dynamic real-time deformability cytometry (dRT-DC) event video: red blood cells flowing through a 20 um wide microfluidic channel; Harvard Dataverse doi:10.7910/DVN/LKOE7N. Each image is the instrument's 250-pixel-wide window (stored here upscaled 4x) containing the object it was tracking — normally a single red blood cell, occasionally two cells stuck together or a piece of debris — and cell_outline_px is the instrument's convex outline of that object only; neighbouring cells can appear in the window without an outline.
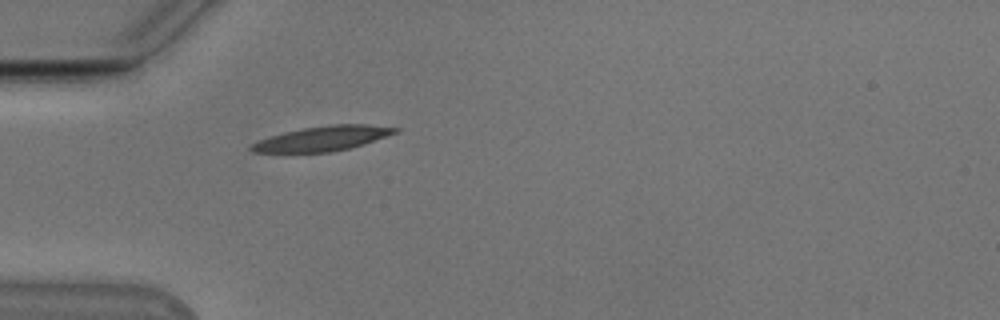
{"species": "Egyptian fruit bat (a non-hibernating species)", "species_latin": "Rousettus aegyptiacus", "temperature_condition": "cold", "stored_images_in_passage": 36, "camera_frame_rate_fps": 3000, "um_per_image_px": 0.085, "animal": {"sex": "male"}, "frame": {"image": 1, "passage_image": 1, "time_ms": 0.0, "image_size_px": [1000, 320], "cell_outline_px": [[400, 128], [396, 132], [364, 144], [332, 152], [252, 152], [248, 148], [252, 144], [260, 140], [284, 132], [304, 128], [332, 124], [368, 124]], "centroid_in_image_um": [27.42, 11.77], "position_along_channel_um": 57.6, "area_um2": 20.4}}
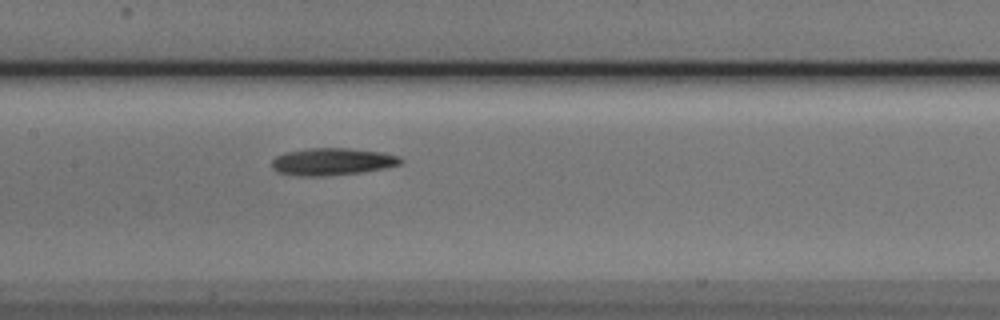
{"frame": {"image": 2, "passage_image": 11, "time_ms": 3.333, "image_size_px": [1000, 320], "cell_outline_px": [[404, 160], [400, 164], [384, 168], [360, 172], [324, 176], [292, 176], [276, 172], [272, 168], [272, 160], [276, 156], [284, 152], [308, 148], [348, 148], [380, 152], [400, 156]], "centroid_in_image_um": [28.19, 13.74], "position_along_channel_um": 179.2, "area_um2": 20.58}}
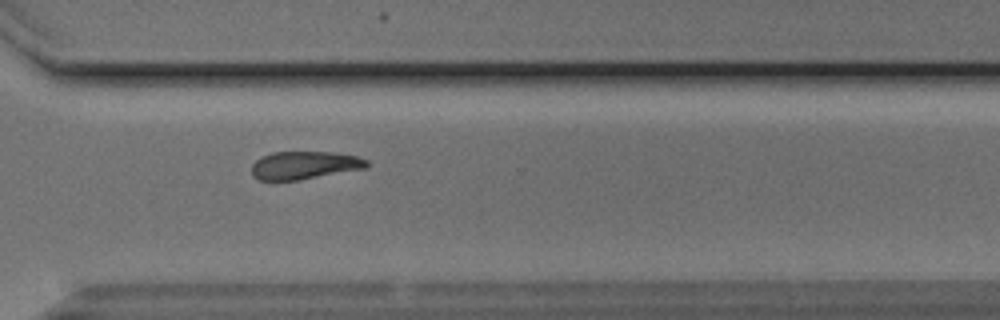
{"frame": {"image": 3, "passage_image": 24, "time_ms": 7.667, "image_size_px": [1000, 320], "cell_outline_px": [[368, 164], [364, 168], [296, 180], [260, 180], [252, 176], [252, 164], [260, 156], [272, 152], [332, 152], [356, 156], [368, 160]], "centroid_in_image_um": [25.82, 14.03], "position_along_channel_um": 344.8, "area_um2": 18.5}, "authors_computed_cell_mechanics": {"area_um2": 19.9121, "velocity_mm_per_s": 3.832, "shape_relaxation_time_tau1_ms": 2.724, "shape_relaxation_time_tau2_ms": null, "deformation_change_tau1": 0.1111, "deformation_change_tau2": null}}